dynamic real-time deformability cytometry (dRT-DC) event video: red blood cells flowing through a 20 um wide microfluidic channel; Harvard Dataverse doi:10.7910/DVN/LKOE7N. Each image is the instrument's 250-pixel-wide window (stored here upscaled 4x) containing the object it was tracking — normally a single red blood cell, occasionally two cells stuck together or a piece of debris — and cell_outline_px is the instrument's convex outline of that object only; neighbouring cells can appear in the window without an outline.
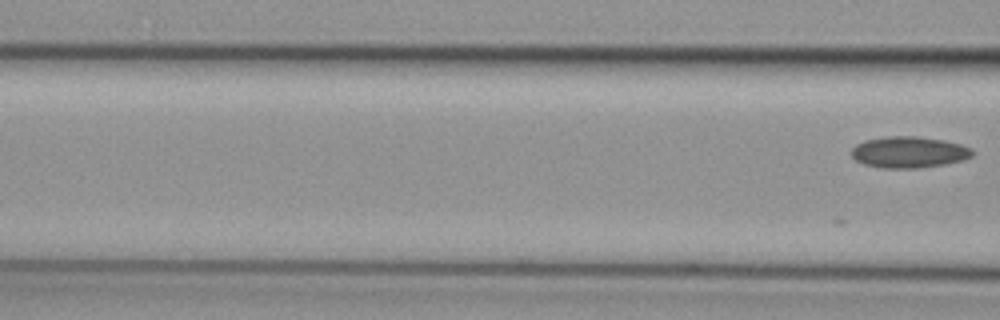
{"species": "common noctule bat (a hibernating species)", "species_latin": "Nyctalus noctula", "temperature_condition": "cold", "stored_images_in_passage": 4, "camera_frame_rate_fps": 3000, "um_per_image_px": 0.085, "animal": {"sex": "female", "body_mass_g": 29.2, "forearm_length_mm": 56.3}, "frame": {"image": 1, "passage_image": 4, "time_ms": 1.0, "image_size_px": [1000, 320], "cell_outline_px": [[976, 152], [972, 156], [960, 160], [944, 164], [916, 168], [880, 168], [864, 164], [856, 160], [852, 156], [852, 148], [856, 144], [864, 140], [888, 136], [916, 136], [944, 140], [960, 144], [972, 148]], "centroid_in_image_um": [77.26, 12.93], "position_along_channel_um": 89.3, "area_um2": 22.08}}